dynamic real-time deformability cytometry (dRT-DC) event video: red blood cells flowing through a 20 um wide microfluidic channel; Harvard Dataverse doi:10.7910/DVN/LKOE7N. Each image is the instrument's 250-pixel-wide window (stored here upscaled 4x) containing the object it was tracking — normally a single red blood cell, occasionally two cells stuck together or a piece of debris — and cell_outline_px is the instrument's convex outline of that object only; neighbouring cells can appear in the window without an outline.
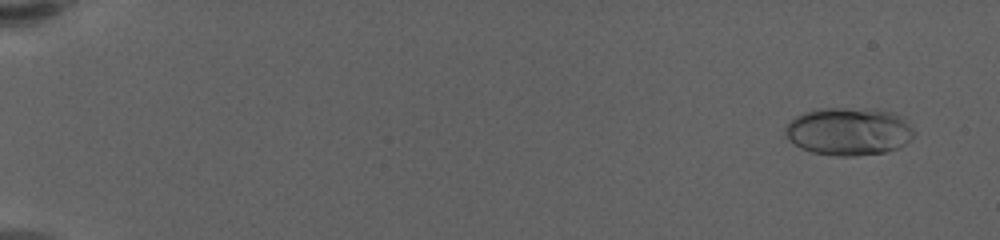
{"species": "human", "species_latin": "Homo sapiens", "temperature_condition": "warm", "stored_images_in_passage": 60, "camera_frame_rate_fps": 3000, "um_per_image_px": 0.085, "donor": {"sex": "female"}, "frame": {"image": 1, "passage_image": 4, "time_ms": 1.0, "image_size_px": [1000, 240], "cell_outline_px": [[912, 136], [900, 148], [884, 152], [852, 156], [836, 156], [812, 152], [800, 148], [788, 140], [784, 132], [784, 128], [796, 116], [820, 108], [844, 108], [892, 112], [900, 116], [912, 132]], "centroid_in_image_um": [72.07, 11.19], "position_along_channel_um": 12.9, "area_um2": 35.2}}
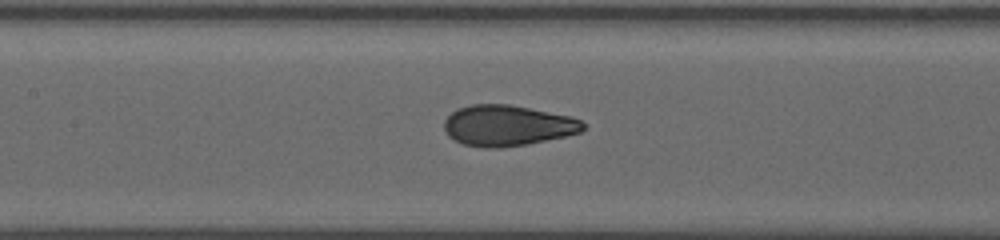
{"frame": {"image": 2, "passage_image": 31, "time_ms": 10.0, "image_size_px": [1000, 240], "cell_outline_px": [[584, 128], [580, 132], [564, 136], [524, 144], [500, 148], [484, 148], [464, 144], [448, 136], [444, 128], [444, 120], [456, 108], [472, 104], [508, 104], [572, 116], [580, 120], [584, 124]], "centroid_in_image_um": [43.1, 10.66], "position_along_channel_um": 164.3, "area_um2": 32.83}}
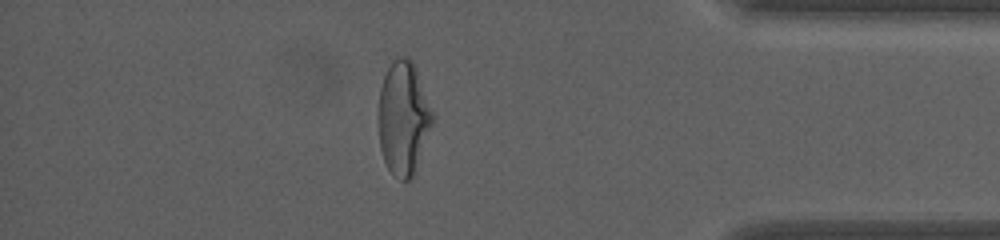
{"frame": {"image": 3, "passage_image": 53, "time_ms": 17.333, "image_size_px": [1000, 240], "cell_outline_px": [[432, 124], [416, 172], [408, 180], [400, 180], [388, 168], [384, 160], [380, 148], [376, 116], [380, 88], [384, 76], [388, 68], [396, 56], [408, 56], [412, 60], [416, 68], [432, 112]], "centroid_in_image_um": [34.25, 10.03], "position_along_channel_um": 401.0, "area_um2": 36.01}, "authors_computed_cell_mechanics": {"area_um2": 33.0905, "velocity_mm_per_s": 3.5821, "shape_relaxation_time_tau1_ms": 4.9789, "shape_relaxation_time_tau2_ms": null, "deformation_change_tau1": 0.209, "deformation_change_tau2": null}}